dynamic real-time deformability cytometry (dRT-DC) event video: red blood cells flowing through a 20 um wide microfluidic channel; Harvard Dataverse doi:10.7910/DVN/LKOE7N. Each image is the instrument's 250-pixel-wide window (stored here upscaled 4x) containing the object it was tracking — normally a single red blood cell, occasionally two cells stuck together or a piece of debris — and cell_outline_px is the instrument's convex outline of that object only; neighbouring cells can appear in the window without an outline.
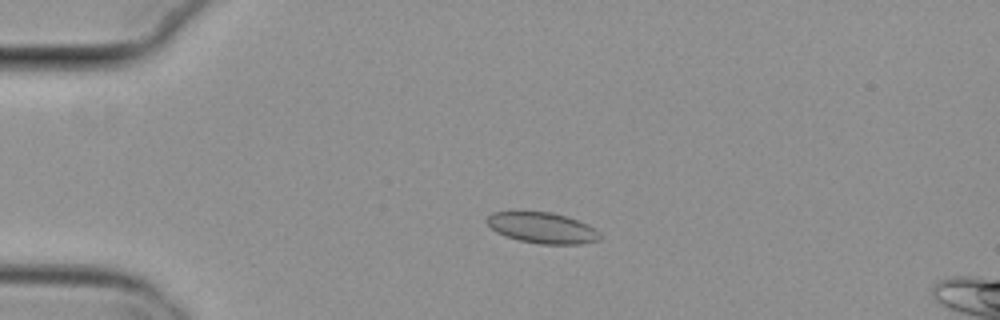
{"species": "common noctule bat (a hibernating species)", "species_latin": "Nyctalus noctula", "temperature_condition": "cold", "stored_images_in_passage": 4, "camera_frame_rate_fps": 3000, "um_per_image_px": 0.085, "animal": {"sex": "female", "body_mass_g": 29.2, "forearm_length_mm": 56.3}, "frame": {"image": 1, "passage_image": 3, "time_ms": 0.667, "image_size_px": [1000, 320], "cell_outline_px": [[600, 240], [580, 244], [540, 244], [520, 240], [496, 232], [484, 220], [492, 212], [552, 212], [588, 224], [600, 232]], "centroid_in_image_um": [46.11, 19.37], "position_along_channel_um": 38.9, "area_um2": 20.11}}